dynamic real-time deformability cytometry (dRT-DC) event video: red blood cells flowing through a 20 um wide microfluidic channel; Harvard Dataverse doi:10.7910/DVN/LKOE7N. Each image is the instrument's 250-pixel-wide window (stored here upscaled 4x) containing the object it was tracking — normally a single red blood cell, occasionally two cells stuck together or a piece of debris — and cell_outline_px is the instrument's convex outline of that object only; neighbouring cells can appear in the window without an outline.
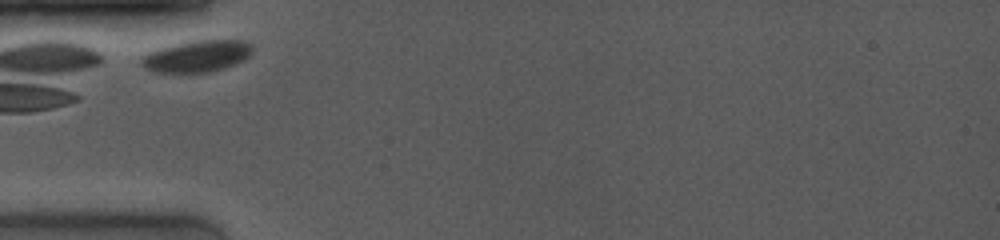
{"species": "common noctule bat (a hibernating species)", "species_latin": "Nyctalus noctula", "temperature_condition": "room temperature", "stored_images_in_passage": 13, "camera_frame_rate_fps": 4000, "um_per_image_px": 0.085, "animal": {"sex": "female", "body_mass_g": 19.0, "forearm_length_mm": 53.3}, "frame": {"image": 1, "passage_image": 1, "time_ms": 0.0, "image_size_px": [1000, 240], "cell_outline_px": [[252, 52], [244, 60], [224, 68], [208, 72], [152, 72], [144, 68], [140, 64], [140, 56], [148, 52], [160, 48], [176, 44], [196, 40], [240, 40], [252, 44]], "centroid_in_image_um": [16.7, 4.78], "position_along_channel_um": 68.3, "area_um2": 20.46}}
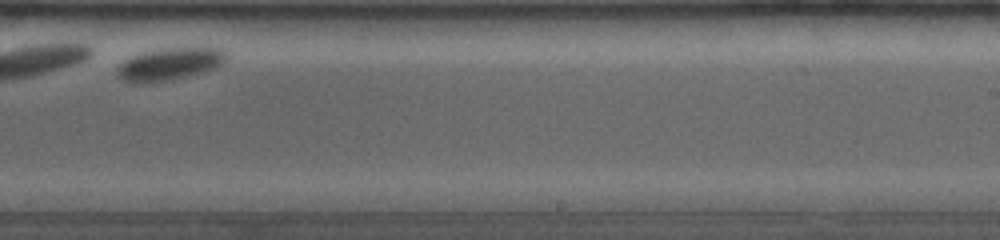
{"frame": {"image": 2, "passage_image": 8, "time_ms": 6.0, "image_size_px": [1000, 240], "cell_outline_px": [[228, 56], [220, 64], [212, 68], [184, 76], [168, 80], [124, 80], [116, 72], [116, 68], [124, 60], [140, 52], [156, 48], [224, 48], [228, 52]], "centroid_in_image_um": [14.44, 5.37], "position_along_channel_um": 274.6, "area_um2": 19.71}}